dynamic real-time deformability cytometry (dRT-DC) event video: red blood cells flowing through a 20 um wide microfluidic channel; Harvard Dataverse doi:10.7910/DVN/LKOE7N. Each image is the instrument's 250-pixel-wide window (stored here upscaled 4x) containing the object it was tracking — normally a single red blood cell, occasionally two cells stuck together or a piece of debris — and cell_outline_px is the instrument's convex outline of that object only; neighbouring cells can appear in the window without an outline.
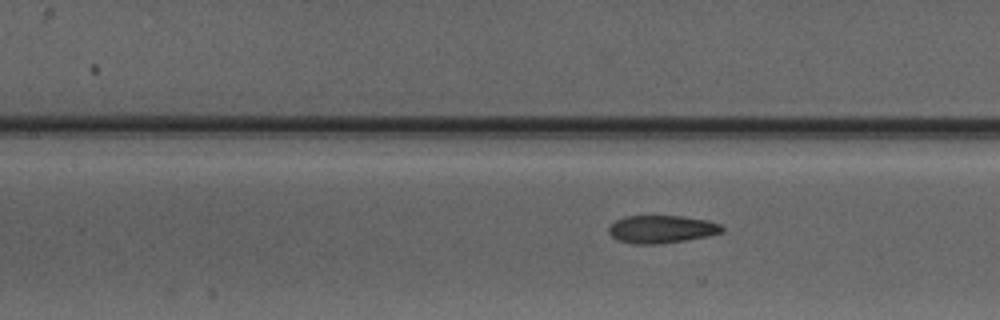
{"species": "Egyptian fruit bat (a non-hibernating species)", "species_latin": "Rousettus aegyptiacus", "temperature_condition": "warm", "stored_images_in_passage": 7, "camera_frame_rate_fps": 3000, "um_per_image_px": 0.085, "animal": {"sex": "male"}, "frame": {"image": 1, "passage_image": 7, "time_ms": 7.333, "image_size_px": [1000, 320], "cell_outline_px": [[724, 232], [708, 236], [660, 244], [632, 244], [616, 240], [608, 232], [608, 228], [616, 220], [624, 216], [684, 216], [704, 220], [720, 224], [724, 228]], "centroid_in_image_um": [56.21, 19.49], "position_along_channel_um": 151.2, "area_um2": 18.38}}